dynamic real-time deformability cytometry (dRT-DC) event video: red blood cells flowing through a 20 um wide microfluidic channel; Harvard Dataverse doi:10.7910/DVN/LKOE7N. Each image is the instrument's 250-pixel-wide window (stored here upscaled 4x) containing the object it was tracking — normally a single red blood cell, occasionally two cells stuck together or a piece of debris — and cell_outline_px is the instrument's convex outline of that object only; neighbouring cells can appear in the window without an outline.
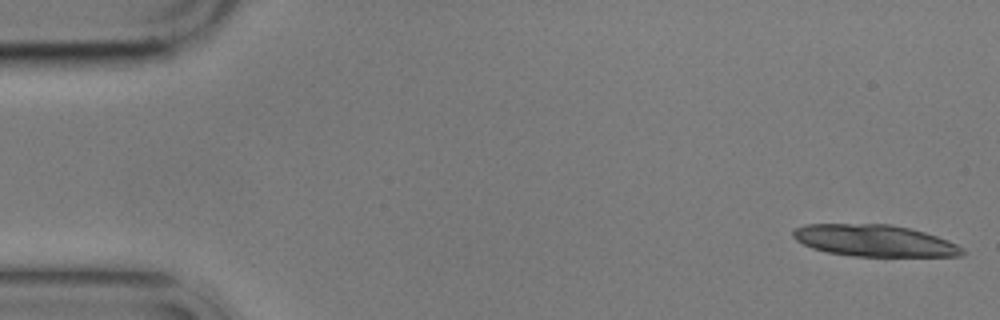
{"species": "common noctule bat (a hibernating species)", "species_latin": "Nyctalus noctula", "temperature_condition": "cold", "stored_images_in_passage": 5, "camera_frame_rate_fps": 3000, "um_per_image_px": 0.085, "animal": {"sex": "male", "body_mass_g": 17.9}, "frame": {"image": 1, "passage_image": 1, "time_ms": 0.0, "image_size_px": [1000, 320], "cell_outline_px": [[968, 252], [960, 256], [852, 256], [828, 252], [812, 248], [796, 240], [792, 236], [792, 232], [796, 228], [804, 224], [892, 224], [924, 232], [948, 240], [964, 248]], "centroid_in_image_um": [74.34, 20.45], "position_along_channel_um": 10.7, "area_um2": 31.27}}
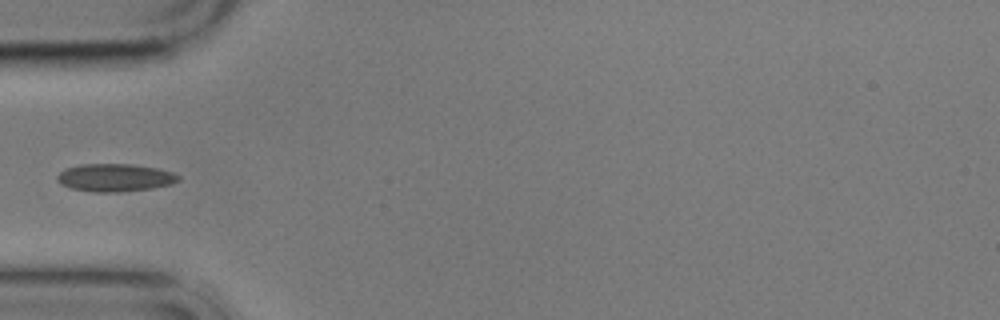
{"frame": {"image": 2, "passage_image": 5, "time_ms": 5.667, "image_size_px": [1000, 320], "cell_outline_px": [[180, 180], [172, 184], [152, 188], [120, 192], [92, 192], [72, 188], [60, 184], [56, 180], [56, 176], [64, 168], [80, 164], [132, 164], [156, 168], [172, 172], [180, 176]], "centroid_in_image_um": [9.75, 15.1], "position_along_channel_um": 75.3, "area_um2": 19.77}}